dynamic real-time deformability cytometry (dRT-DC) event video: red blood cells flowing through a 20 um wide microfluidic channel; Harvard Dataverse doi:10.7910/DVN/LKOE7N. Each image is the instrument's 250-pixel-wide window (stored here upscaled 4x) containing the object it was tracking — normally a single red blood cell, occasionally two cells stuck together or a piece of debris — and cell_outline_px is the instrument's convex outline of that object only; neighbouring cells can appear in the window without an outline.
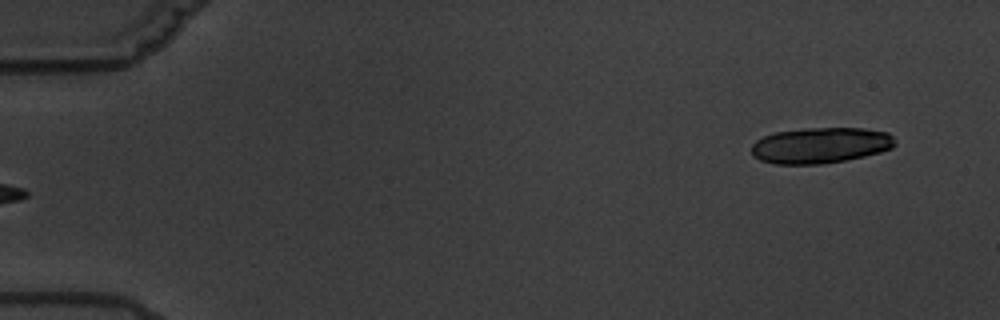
{"species": "common noctule bat (a hibernating species)", "species_latin": "Nyctalus noctula", "temperature_condition": "warm", "stored_images_in_passage": 6, "camera_frame_rate_fps": 3000, "um_per_image_px": 0.085, "animal": {"sex": "male", "body_mass_g": 19.5, "forearm_length_mm": 54.6}, "frame": {"image": 1, "passage_image": 6, "time_ms": 6.0, "image_size_px": [1000, 320], "cell_outline_px": [[896, 144], [892, 148], [880, 152], [864, 156], [824, 164], [776, 164], [760, 160], [752, 156], [752, 144], [756, 140], [764, 136], [776, 132], [804, 128], [864, 128], [888, 132], [896, 140]], "centroid_in_image_um": [69.75, 12.35], "position_along_channel_um": 15.3, "area_um2": 30.11}}